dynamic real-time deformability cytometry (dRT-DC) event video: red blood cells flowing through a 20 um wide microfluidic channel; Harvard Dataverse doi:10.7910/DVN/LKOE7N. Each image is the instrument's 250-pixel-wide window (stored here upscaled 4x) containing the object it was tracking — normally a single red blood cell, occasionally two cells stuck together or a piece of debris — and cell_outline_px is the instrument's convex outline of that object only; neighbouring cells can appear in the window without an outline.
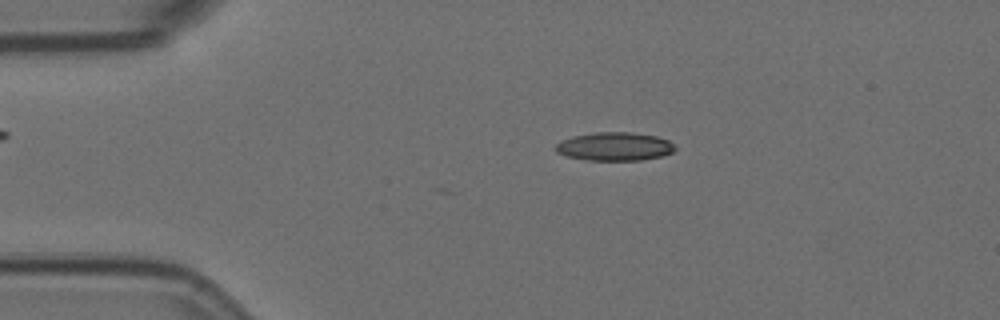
{"species": "Egyptian fruit bat (a non-hibernating species)", "species_latin": "Rousettus aegyptiacus", "temperature_condition": "room temperature", "stored_images_in_passage": 9, "camera_frame_rate_fps": 3000, "um_per_image_px": 0.085, "animal": {"sex": "female"}, "frame": {"image": 1, "passage_image": 3, "time_ms": 0.667, "image_size_px": [1000, 320], "cell_outline_px": [[676, 148], [672, 152], [660, 156], [640, 160], [588, 160], [568, 156], [556, 152], [556, 144], [560, 140], [572, 136], [592, 132], [628, 132], [656, 136], [668, 140]], "centroid_in_image_um": [52.21, 12.44], "position_along_channel_um": 32.8, "area_um2": 19.65}}
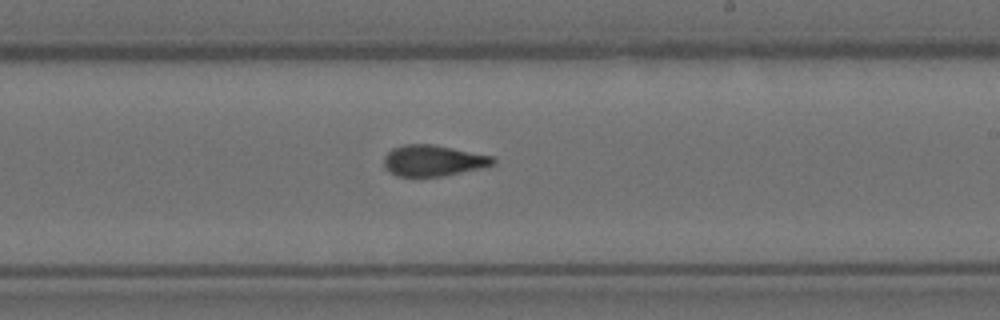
{"frame": {"image": 2, "passage_image": 9, "time_ms": 2.667, "image_size_px": [1000, 320], "cell_outline_px": [[496, 164], [480, 168], [444, 176], [396, 176], [388, 172], [384, 168], [384, 156], [392, 148], [404, 144], [432, 144], [496, 156]], "centroid_in_image_um": [36.83, 13.65], "position_along_channel_um": 252.2, "area_um2": 20.0}}